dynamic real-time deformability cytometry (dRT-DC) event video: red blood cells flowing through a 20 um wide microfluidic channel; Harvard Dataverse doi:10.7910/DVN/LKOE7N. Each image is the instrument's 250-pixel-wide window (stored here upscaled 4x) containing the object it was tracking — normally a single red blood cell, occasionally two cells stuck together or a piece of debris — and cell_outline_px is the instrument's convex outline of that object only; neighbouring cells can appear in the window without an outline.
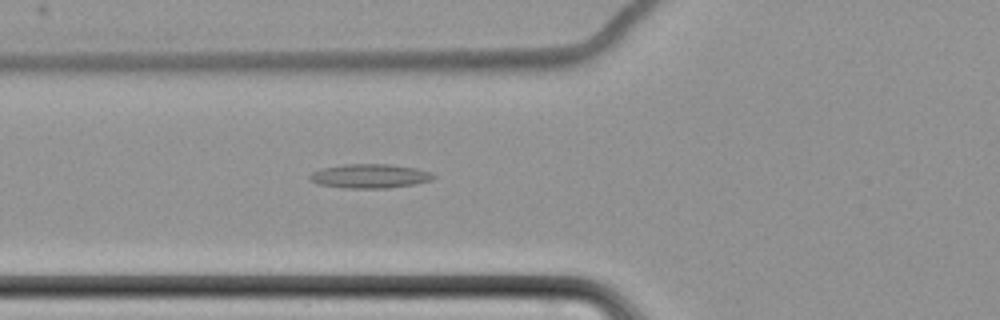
{"species": "common noctule bat (a hibernating species)", "species_latin": "Nyctalus noctula", "temperature_condition": "cold", "stored_images_in_passage": 3, "camera_frame_rate_fps": 3000, "um_per_image_px": 0.085, "animal": {"sex": "female", "body_mass_g": 22.7, "forearm_length_mm": 54.2}, "frame": {"image": 1, "passage_image": 3, "time_ms": 2.333, "image_size_px": [1000, 320], "cell_outline_px": [[436, 176], [432, 180], [416, 184], [388, 188], [344, 188], [316, 184], [308, 180], [308, 176], [312, 172], [320, 168], [344, 164], [388, 164], [416, 168], [432, 172]], "centroid_in_image_um": [31.41, 14.97], "position_along_channel_um": 94.4, "area_um2": 17.69}}